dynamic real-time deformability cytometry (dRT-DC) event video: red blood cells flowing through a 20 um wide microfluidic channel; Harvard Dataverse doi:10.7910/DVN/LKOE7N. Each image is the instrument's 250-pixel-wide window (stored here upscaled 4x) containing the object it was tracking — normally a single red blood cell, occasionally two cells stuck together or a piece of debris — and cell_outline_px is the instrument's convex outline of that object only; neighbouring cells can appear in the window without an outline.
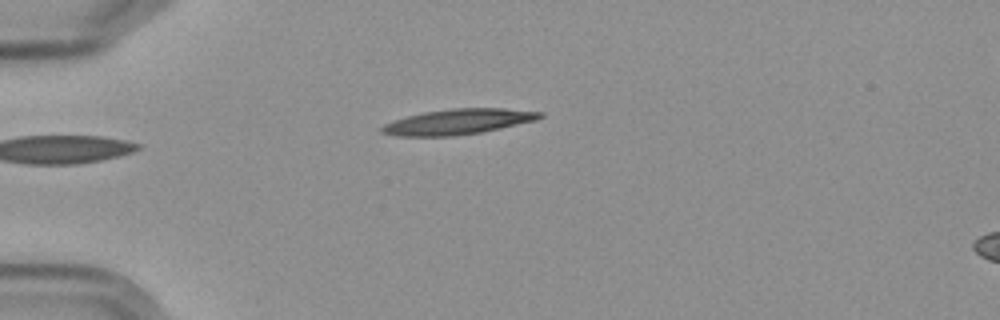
{"species": "Egyptian fruit bat (a non-hibernating species)", "species_latin": "Rousettus aegyptiacus", "temperature_condition": "cold", "stored_images_in_passage": 5, "camera_frame_rate_fps": 3000, "um_per_image_px": 0.085, "frame": {"image": 1, "passage_image": 5, "time_ms": 4.667, "image_size_px": [1000, 320], "cell_outline_px": [[544, 116], [536, 120], [500, 128], [480, 132], [452, 136], [396, 136], [380, 132], [380, 128], [384, 124], [392, 120], [424, 112], [452, 108], [504, 108], [544, 112]], "centroid_in_image_um": [38.92, 10.34], "position_along_channel_um": 46.1, "area_um2": 23.35}}